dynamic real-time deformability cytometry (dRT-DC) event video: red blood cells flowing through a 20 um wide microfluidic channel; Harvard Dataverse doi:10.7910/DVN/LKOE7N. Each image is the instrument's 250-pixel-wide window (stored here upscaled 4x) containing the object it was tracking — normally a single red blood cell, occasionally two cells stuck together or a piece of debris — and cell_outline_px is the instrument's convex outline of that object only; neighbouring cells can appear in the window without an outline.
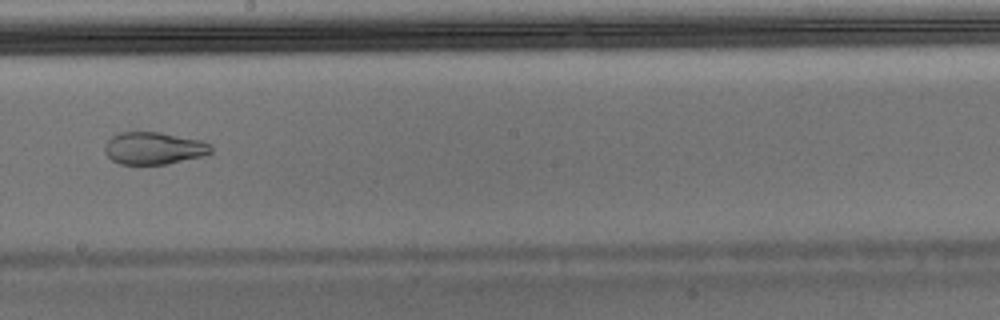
{"species": "Egyptian fruit bat (a non-hibernating species)", "species_latin": "Rousettus aegyptiacus", "temperature_condition": "warm", "stored_images_in_passage": 47, "segment_of_instrument_passage": [1, 2], "camera_frame_rate_fps": 3000, "um_per_image_px": 0.085, "animal": {"sex": "male"}, "frame": {"image": 1, "passage_image": 27, "time_ms": 8.667, "image_size_px": [1000, 320], "cell_outline_px": [[212, 152], [200, 156], [168, 164], [120, 164], [112, 160], [104, 152], [104, 148], [108, 140], [112, 136], [120, 132], [160, 132], [200, 140], [212, 144]], "centroid_in_image_um": [13.06, 12.59], "position_along_channel_um": 235.1, "area_um2": 19.94}}